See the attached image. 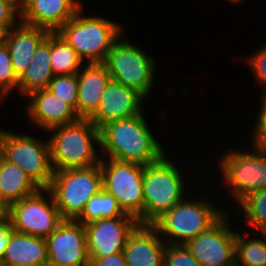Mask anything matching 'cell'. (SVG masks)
I'll list each match as a JSON object with an SVG mask.
<instances>
[{
  "label": "cell",
  "mask_w": 266,
  "mask_h": 266,
  "mask_svg": "<svg viewBox=\"0 0 266 266\" xmlns=\"http://www.w3.org/2000/svg\"><path fill=\"white\" fill-rule=\"evenodd\" d=\"M122 37L113 44L103 64L111 79L146 98L153 88L155 60Z\"/></svg>",
  "instance_id": "obj_7"
},
{
  "label": "cell",
  "mask_w": 266,
  "mask_h": 266,
  "mask_svg": "<svg viewBox=\"0 0 266 266\" xmlns=\"http://www.w3.org/2000/svg\"><path fill=\"white\" fill-rule=\"evenodd\" d=\"M166 244L153 224L138 223L123 251L127 266H163Z\"/></svg>",
  "instance_id": "obj_16"
},
{
  "label": "cell",
  "mask_w": 266,
  "mask_h": 266,
  "mask_svg": "<svg viewBox=\"0 0 266 266\" xmlns=\"http://www.w3.org/2000/svg\"><path fill=\"white\" fill-rule=\"evenodd\" d=\"M252 149L228 151L219 165L223 180L238 203L249 193L266 189V152Z\"/></svg>",
  "instance_id": "obj_11"
},
{
  "label": "cell",
  "mask_w": 266,
  "mask_h": 266,
  "mask_svg": "<svg viewBox=\"0 0 266 266\" xmlns=\"http://www.w3.org/2000/svg\"><path fill=\"white\" fill-rule=\"evenodd\" d=\"M81 8L78 0H27L20 21L57 32Z\"/></svg>",
  "instance_id": "obj_17"
},
{
  "label": "cell",
  "mask_w": 266,
  "mask_h": 266,
  "mask_svg": "<svg viewBox=\"0 0 266 266\" xmlns=\"http://www.w3.org/2000/svg\"><path fill=\"white\" fill-rule=\"evenodd\" d=\"M68 20L57 33L88 63H104L113 44L121 37L118 23L101 17H84L80 12Z\"/></svg>",
  "instance_id": "obj_3"
},
{
  "label": "cell",
  "mask_w": 266,
  "mask_h": 266,
  "mask_svg": "<svg viewBox=\"0 0 266 266\" xmlns=\"http://www.w3.org/2000/svg\"><path fill=\"white\" fill-rule=\"evenodd\" d=\"M2 156L18 165L42 189L50 186L54 176L50 144L25 134L6 131Z\"/></svg>",
  "instance_id": "obj_9"
},
{
  "label": "cell",
  "mask_w": 266,
  "mask_h": 266,
  "mask_svg": "<svg viewBox=\"0 0 266 266\" xmlns=\"http://www.w3.org/2000/svg\"><path fill=\"white\" fill-rule=\"evenodd\" d=\"M45 29L19 22L7 30L4 41L8 45L15 75L19 79L29 67L38 46L47 38Z\"/></svg>",
  "instance_id": "obj_20"
},
{
  "label": "cell",
  "mask_w": 266,
  "mask_h": 266,
  "mask_svg": "<svg viewBox=\"0 0 266 266\" xmlns=\"http://www.w3.org/2000/svg\"><path fill=\"white\" fill-rule=\"evenodd\" d=\"M0 97H2V100H3V97L6 98V96H8L9 94L7 93V91L0 85Z\"/></svg>",
  "instance_id": "obj_39"
},
{
  "label": "cell",
  "mask_w": 266,
  "mask_h": 266,
  "mask_svg": "<svg viewBox=\"0 0 266 266\" xmlns=\"http://www.w3.org/2000/svg\"><path fill=\"white\" fill-rule=\"evenodd\" d=\"M89 266H127L123 252L104 258L90 259Z\"/></svg>",
  "instance_id": "obj_34"
},
{
  "label": "cell",
  "mask_w": 266,
  "mask_h": 266,
  "mask_svg": "<svg viewBox=\"0 0 266 266\" xmlns=\"http://www.w3.org/2000/svg\"><path fill=\"white\" fill-rule=\"evenodd\" d=\"M144 113L110 121L100 128V147L109 158L122 162L149 165L159 161L165 152L153 137Z\"/></svg>",
  "instance_id": "obj_1"
},
{
  "label": "cell",
  "mask_w": 266,
  "mask_h": 266,
  "mask_svg": "<svg viewBox=\"0 0 266 266\" xmlns=\"http://www.w3.org/2000/svg\"><path fill=\"white\" fill-rule=\"evenodd\" d=\"M245 61L255 73L257 82L266 88V46L247 57ZM263 94V97H266V91Z\"/></svg>",
  "instance_id": "obj_32"
},
{
  "label": "cell",
  "mask_w": 266,
  "mask_h": 266,
  "mask_svg": "<svg viewBox=\"0 0 266 266\" xmlns=\"http://www.w3.org/2000/svg\"><path fill=\"white\" fill-rule=\"evenodd\" d=\"M262 105L260 114H257V119L255 121L256 125L254 128V133L252 136L253 147L259 151L266 152V97H262Z\"/></svg>",
  "instance_id": "obj_31"
},
{
  "label": "cell",
  "mask_w": 266,
  "mask_h": 266,
  "mask_svg": "<svg viewBox=\"0 0 266 266\" xmlns=\"http://www.w3.org/2000/svg\"><path fill=\"white\" fill-rule=\"evenodd\" d=\"M205 200H182L153 225L167 245H185L200 233L207 231L224 214Z\"/></svg>",
  "instance_id": "obj_4"
},
{
  "label": "cell",
  "mask_w": 266,
  "mask_h": 266,
  "mask_svg": "<svg viewBox=\"0 0 266 266\" xmlns=\"http://www.w3.org/2000/svg\"><path fill=\"white\" fill-rule=\"evenodd\" d=\"M55 96L70 104L77 113L78 80L77 74L54 76L47 88Z\"/></svg>",
  "instance_id": "obj_28"
},
{
  "label": "cell",
  "mask_w": 266,
  "mask_h": 266,
  "mask_svg": "<svg viewBox=\"0 0 266 266\" xmlns=\"http://www.w3.org/2000/svg\"><path fill=\"white\" fill-rule=\"evenodd\" d=\"M229 2L231 1V2H233L234 4L236 3H239V2H242V1H244V0H228Z\"/></svg>",
  "instance_id": "obj_41"
},
{
  "label": "cell",
  "mask_w": 266,
  "mask_h": 266,
  "mask_svg": "<svg viewBox=\"0 0 266 266\" xmlns=\"http://www.w3.org/2000/svg\"><path fill=\"white\" fill-rule=\"evenodd\" d=\"M0 266H48L46 240L13 230Z\"/></svg>",
  "instance_id": "obj_21"
},
{
  "label": "cell",
  "mask_w": 266,
  "mask_h": 266,
  "mask_svg": "<svg viewBox=\"0 0 266 266\" xmlns=\"http://www.w3.org/2000/svg\"><path fill=\"white\" fill-rule=\"evenodd\" d=\"M51 67L54 76L77 74L83 60L57 33H51Z\"/></svg>",
  "instance_id": "obj_24"
},
{
  "label": "cell",
  "mask_w": 266,
  "mask_h": 266,
  "mask_svg": "<svg viewBox=\"0 0 266 266\" xmlns=\"http://www.w3.org/2000/svg\"><path fill=\"white\" fill-rule=\"evenodd\" d=\"M0 85L9 92L18 90V78L15 75L8 45L5 41L0 43Z\"/></svg>",
  "instance_id": "obj_29"
},
{
  "label": "cell",
  "mask_w": 266,
  "mask_h": 266,
  "mask_svg": "<svg viewBox=\"0 0 266 266\" xmlns=\"http://www.w3.org/2000/svg\"><path fill=\"white\" fill-rule=\"evenodd\" d=\"M260 235L250 239L236 232L235 266H266V235Z\"/></svg>",
  "instance_id": "obj_26"
},
{
  "label": "cell",
  "mask_w": 266,
  "mask_h": 266,
  "mask_svg": "<svg viewBox=\"0 0 266 266\" xmlns=\"http://www.w3.org/2000/svg\"><path fill=\"white\" fill-rule=\"evenodd\" d=\"M163 266H201L185 245H167Z\"/></svg>",
  "instance_id": "obj_30"
},
{
  "label": "cell",
  "mask_w": 266,
  "mask_h": 266,
  "mask_svg": "<svg viewBox=\"0 0 266 266\" xmlns=\"http://www.w3.org/2000/svg\"><path fill=\"white\" fill-rule=\"evenodd\" d=\"M137 224L135 217L124 213L115 218H102L84 225L90 259L123 252L128 235Z\"/></svg>",
  "instance_id": "obj_14"
},
{
  "label": "cell",
  "mask_w": 266,
  "mask_h": 266,
  "mask_svg": "<svg viewBox=\"0 0 266 266\" xmlns=\"http://www.w3.org/2000/svg\"><path fill=\"white\" fill-rule=\"evenodd\" d=\"M6 216V208L0 203V221Z\"/></svg>",
  "instance_id": "obj_38"
},
{
  "label": "cell",
  "mask_w": 266,
  "mask_h": 266,
  "mask_svg": "<svg viewBox=\"0 0 266 266\" xmlns=\"http://www.w3.org/2000/svg\"><path fill=\"white\" fill-rule=\"evenodd\" d=\"M124 213L116 198L102 187L88 200L82 214L76 220L86 225L102 218H115Z\"/></svg>",
  "instance_id": "obj_25"
},
{
  "label": "cell",
  "mask_w": 266,
  "mask_h": 266,
  "mask_svg": "<svg viewBox=\"0 0 266 266\" xmlns=\"http://www.w3.org/2000/svg\"><path fill=\"white\" fill-rule=\"evenodd\" d=\"M143 100L135 90L110 79L96 113L89 120L100 129L110 121L140 114Z\"/></svg>",
  "instance_id": "obj_15"
},
{
  "label": "cell",
  "mask_w": 266,
  "mask_h": 266,
  "mask_svg": "<svg viewBox=\"0 0 266 266\" xmlns=\"http://www.w3.org/2000/svg\"><path fill=\"white\" fill-rule=\"evenodd\" d=\"M224 214L207 231L185 244L201 266H235L236 232Z\"/></svg>",
  "instance_id": "obj_12"
},
{
  "label": "cell",
  "mask_w": 266,
  "mask_h": 266,
  "mask_svg": "<svg viewBox=\"0 0 266 266\" xmlns=\"http://www.w3.org/2000/svg\"><path fill=\"white\" fill-rule=\"evenodd\" d=\"M51 33L38 46L29 67L18 79V92L27 96L32 92L48 88L54 77L51 67Z\"/></svg>",
  "instance_id": "obj_22"
},
{
  "label": "cell",
  "mask_w": 266,
  "mask_h": 266,
  "mask_svg": "<svg viewBox=\"0 0 266 266\" xmlns=\"http://www.w3.org/2000/svg\"><path fill=\"white\" fill-rule=\"evenodd\" d=\"M40 188L16 164L3 156L0 159V203L7 209L11 204L36 193Z\"/></svg>",
  "instance_id": "obj_23"
},
{
  "label": "cell",
  "mask_w": 266,
  "mask_h": 266,
  "mask_svg": "<svg viewBox=\"0 0 266 266\" xmlns=\"http://www.w3.org/2000/svg\"><path fill=\"white\" fill-rule=\"evenodd\" d=\"M100 164L54 171L47 188L63 219L76 220L88 200L102 188Z\"/></svg>",
  "instance_id": "obj_6"
},
{
  "label": "cell",
  "mask_w": 266,
  "mask_h": 266,
  "mask_svg": "<svg viewBox=\"0 0 266 266\" xmlns=\"http://www.w3.org/2000/svg\"><path fill=\"white\" fill-rule=\"evenodd\" d=\"M16 16L20 19L21 11L11 2L0 0V26L5 30H9L16 26Z\"/></svg>",
  "instance_id": "obj_33"
},
{
  "label": "cell",
  "mask_w": 266,
  "mask_h": 266,
  "mask_svg": "<svg viewBox=\"0 0 266 266\" xmlns=\"http://www.w3.org/2000/svg\"><path fill=\"white\" fill-rule=\"evenodd\" d=\"M48 266H89L84 224L64 219L46 239Z\"/></svg>",
  "instance_id": "obj_13"
},
{
  "label": "cell",
  "mask_w": 266,
  "mask_h": 266,
  "mask_svg": "<svg viewBox=\"0 0 266 266\" xmlns=\"http://www.w3.org/2000/svg\"><path fill=\"white\" fill-rule=\"evenodd\" d=\"M12 231V225L10 224V221L8 220L7 216H5L0 221V261L4 254V251L7 248Z\"/></svg>",
  "instance_id": "obj_35"
},
{
  "label": "cell",
  "mask_w": 266,
  "mask_h": 266,
  "mask_svg": "<svg viewBox=\"0 0 266 266\" xmlns=\"http://www.w3.org/2000/svg\"><path fill=\"white\" fill-rule=\"evenodd\" d=\"M11 2L14 6H16L20 11L25 7L27 0H6Z\"/></svg>",
  "instance_id": "obj_36"
},
{
  "label": "cell",
  "mask_w": 266,
  "mask_h": 266,
  "mask_svg": "<svg viewBox=\"0 0 266 266\" xmlns=\"http://www.w3.org/2000/svg\"><path fill=\"white\" fill-rule=\"evenodd\" d=\"M6 133V130L0 129V159L2 157V152H3V138Z\"/></svg>",
  "instance_id": "obj_37"
},
{
  "label": "cell",
  "mask_w": 266,
  "mask_h": 266,
  "mask_svg": "<svg viewBox=\"0 0 266 266\" xmlns=\"http://www.w3.org/2000/svg\"><path fill=\"white\" fill-rule=\"evenodd\" d=\"M6 31L0 26V43L4 41Z\"/></svg>",
  "instance_id": "obj_40"
},
{
  "label": "cell",
  "mask_w": 266,
  "mask_h": 266,
  "mask_svg": "<svg viewBox=\"0 0 266 266\" xmlns=\"http://www.w3.org/2000/svg\"><path fill=\"white\" fill-rule=\"evenodd\" d=\"M107 159L100 161L103 188L116 198L125 213L144 224V165Z\"/></svg>",
  "instance_id": "obj_8"
},
{
  "label": "cell",
  "mask_w": 266,
  "mask_h": 266,
  "mask_svg": "<svg viewBox=\"0 0 266 266\" xmlns=\"http://www.w3.org/2000/svg\"><path fill=\"white\" fill-rule=\"evenodd\" d=\"M48 131H54L48 139L54 171L100 164L93 144L100 147V129L89 119H79Z\"/></svg>",
  "instance_id": "obj_2"
},
{
  "label": "cell",
  "mask_w": 266,
  "mask_h": 266,
  "mask_svg": "<svg viewBox=\"0 0 266 266\" xmlns=\"http://www.w3.org/2000/svg\"><path fill=\"white\" fill-rule=\"evenodd\" d=\"M110 79L103 63H88L78 71L77 115L80 119H90L96 113Z\"/></svg>",
  "instance_id": "obj_19"
},
{
  "label": "cell",
  "mask_w": 266,
  "mask_h": 266,
  "mask_svg": "<svg viewBox=\"0 0 266 266\" xmlns=\"http://www.w3.org/2000/svg\"><path fill=\"white\" fill-rule=\"evenodd\" d=\"M239 205L243 209L248 223L259 229L260 234L266 233V189L249 193Z\"/></svg>",
  "instance_id": "obj_27"
},
{
  "label": "cell",
  "mask_w": 266,
  "mask_h": 266,
  "mask_svg": "<svg viewBox=\"0 0 266 266\" xmlns=\"http://www.w3.org/2000/svg\"><path fill=\"white\" fill-rule=\"evenodd\" d=\"M166 156L144 166V224H153L185 197L183 177Z\"/></svg>",
  "instance_id": "obj_5"
},
{
  "label": "cell",
  "mask_w": 266,
  "mask_h": 266,
  "mask_svg": "<svg viewBox=\"0 0 266 266\" xmlns=\"http://www.w3.org/2000/svg\"><path fill=\"white\" fill-rule=\"evenodd\" d=\"M48 193L46 201L43 192ZM6 216L14 231L46 239L64 220L48 189L40 188L36 193L11 204Z\"/></svg>",
  "instance_id": "obj_10"
},
{
  "label": "cell",
  "mask_w": 266,
  "mask_h": 266,
  "mask_svg": "<svg viewBox=\"0 0 266 266\" xmlns=\"http://www.w3.org/2000/svg\"><path fill=\"white\" fill-rule=\"evenodd\" d=\"M30 102L26 107L28 117L42 129H52L78 121L80 118L76 110L64 100L58 98L47 88L32 92Z\"/></svg>",
  "instance_id": "obj_18"
}]
</instances>
